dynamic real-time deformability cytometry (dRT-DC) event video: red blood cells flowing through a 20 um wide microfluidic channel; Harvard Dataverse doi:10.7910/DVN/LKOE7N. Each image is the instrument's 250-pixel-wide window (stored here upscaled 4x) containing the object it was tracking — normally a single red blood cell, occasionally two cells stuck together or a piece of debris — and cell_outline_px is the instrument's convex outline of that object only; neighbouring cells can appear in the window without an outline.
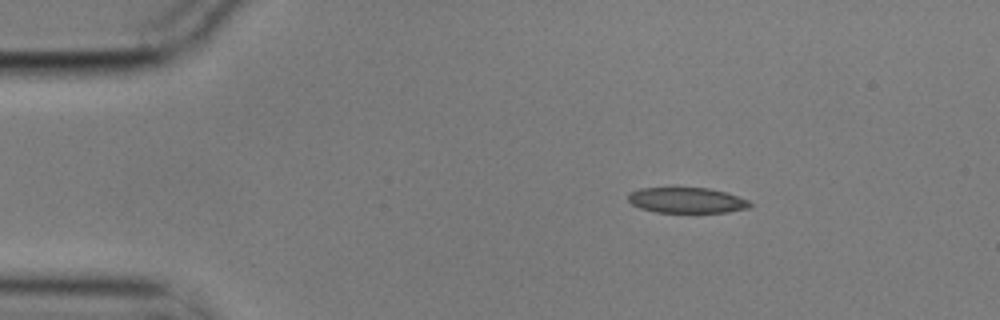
{"species": "common noctule bat (a hibernating species)", "species_latin": "Nyctalus noctula", "temperature_condition": "cold", "stored_images_in_passage": 4, "camera_frame_rate_fps": 3000, "um_per_image_px": 0.085, "animal": {"sex": "male", "body_mass_g": 17.9}, "frame": {"image": 1, "passage_image": 1, "time_ms": 0.0, "image_size_px": [1000, 320], "cell_outline_px": [[752, 204], [748, 208], [728, 212], [656, 212], [640, 208], [632, 204], [628, 200], [628, 196], [632, 192], [640, 188], [708, 188], [724, 192], [748, 200]], "centroid_in_image_um": [58.37, 17.03], "position_along_channel_um": 26.6, "area_um2": 17.86}}